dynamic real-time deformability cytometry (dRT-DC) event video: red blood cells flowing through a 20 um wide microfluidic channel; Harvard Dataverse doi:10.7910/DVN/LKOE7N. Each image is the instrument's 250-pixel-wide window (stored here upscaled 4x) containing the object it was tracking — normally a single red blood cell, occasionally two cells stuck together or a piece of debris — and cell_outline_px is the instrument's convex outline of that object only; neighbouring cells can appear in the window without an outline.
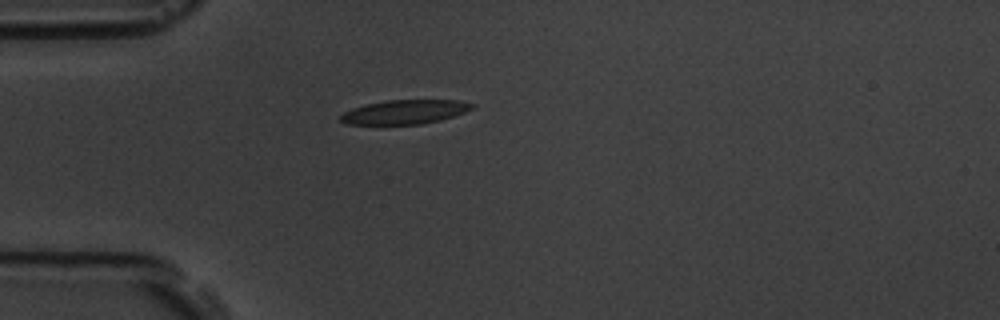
{"species": "common noctule bat (a hibernating species)", "species_latin": "Nyctalus noctula", "temperature_condition": "room temperature", "stored_images_in_passage": 1, "camera_frame_rate_fps": 3000, "um_per_image_px": 0.085, "animal": {"sex": "male", "body_mass_g": 19.5, "forearm_length_mm": 54.6}, "frame": {"image": 1, "passage_image": 1, "time_ms": 0.0, "image_size_px": [1000, 320], "cell_outline_px": [[476, 104], [472, 108], [464, 112], [440, 120], [420, 124], [344, 124], [340, 120], [340, 116], [344, 112], [352, 108], [364, 104], [388, 100], [460, 100]], "centroid_in_image_um": [34.38, 9.51], "position_along_channel_um": 50.6, "area_um2": 18.44}}